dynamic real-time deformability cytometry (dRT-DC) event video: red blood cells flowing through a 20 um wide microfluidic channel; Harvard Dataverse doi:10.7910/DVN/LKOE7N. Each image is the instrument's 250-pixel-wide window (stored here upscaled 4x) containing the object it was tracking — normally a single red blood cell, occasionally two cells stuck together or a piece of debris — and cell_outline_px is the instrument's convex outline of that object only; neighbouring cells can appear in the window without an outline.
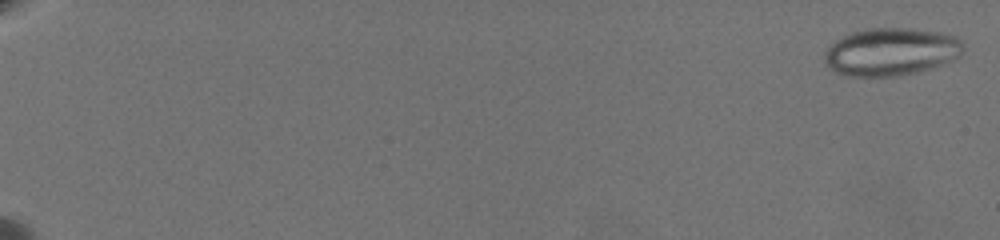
{"species": "common noctule bat (a hibernating species)", "species_latin": "Nyctalus noctula", "temperature_condition": "warm", "stored_images_in_passage": 58, "camera_frame_rate_fps": 3000, "um_per_image_px": 0.085, "animal": {"sex": "female", "body_mass_g": 19.5, "forearm_length_mm": 54.1}, "frame": {"image": 1, "passage_image": 1, "time_ms": 0.0, "image_size_px": [1000, 240], "cell_outline_px": [[964, 48], [960, 56], [952, 60], [932, 68], [900, 76], [844, 76], [836, 72], [824, 60], [824, 52], [836, 40], [852, 32], [868, 28], [912, 28], [940, 32], [956, 36], [964, 44]], "centroid_in_image_um": [75.77, 4.4], "position_along_channel_um": 9.2, "area_um2": 38.67}}
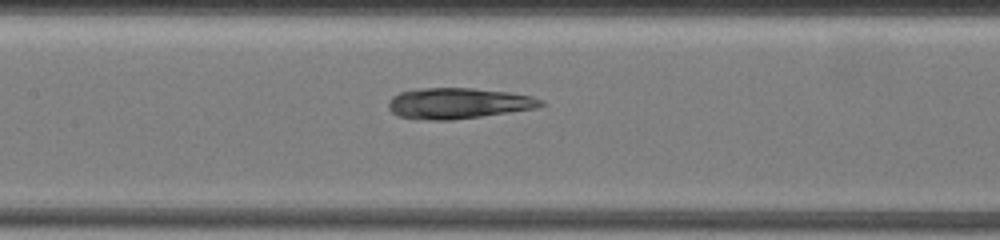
{"frame": {"image": 2, "passage_image": 35, "time_ms": 11.0, "image_size_px": [1000, 240], "cell_outline_px": [[548, 104], [536, 108], [452, 120], [428, 120], [396, 116], [388, 108], [388, 100], [392, 96], [400, 92], [420, 88], [472, 88], [508, 92], [532, 96], [544, 100]], "centroid_in_image_um": [38.95, 8.78], "position_along_channel_um": 168.5, "area_um2": 27.46}}
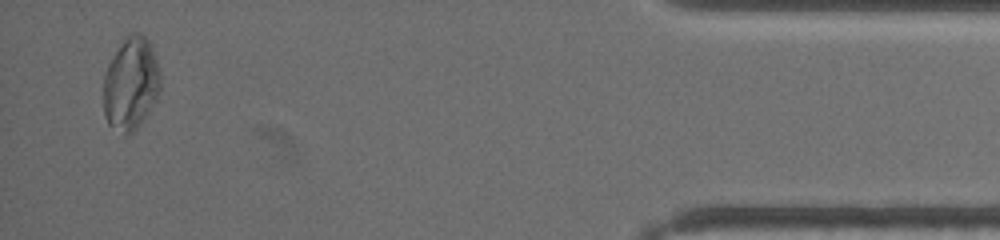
{"frame": {"image": 3, "passage_image": 57, "time_ms": 20.0, "image_size_px": [1000, 240], "cell_outline_px": [[160, 92], [140, 124], [132, 132], [124, 136], [108, 124], [104, 116], [104, 72], [108, 64], [124, 36], [128, 32], [140, 32], [148, 40], [152, 48], [160, 72]], "centroid_in_image_um": [11.11, 7.09], "position_along_channel_um": 424.1, "area_um2": 30.92}}